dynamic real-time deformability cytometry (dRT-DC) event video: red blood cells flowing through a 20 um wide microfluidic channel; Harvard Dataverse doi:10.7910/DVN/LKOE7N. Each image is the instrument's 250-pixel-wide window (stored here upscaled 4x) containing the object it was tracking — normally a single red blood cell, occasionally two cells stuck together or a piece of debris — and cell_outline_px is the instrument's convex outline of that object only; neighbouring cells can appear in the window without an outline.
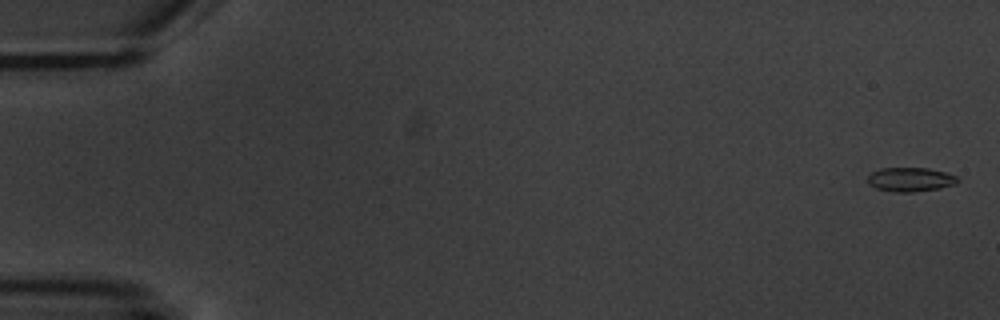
{"species": "common noctule bat (a hibernating species)", "species_latin": "Nyctalus noctula", "temperature_condition": "warm", "stored_images_in_passage": 3, "camera_frame_rate_fps": 3000, "um_per_image_px": 0.085, "animal": {"sex": "male", "body_mass_g": 20.1, "forearm_length_mm": 53.5}, "frame": {"image": 1, "passage_image": 1, "time_ms": 0.0, "image_size_px": [1000, 320], "cell_outline_px": [[960, 180], [956, 184], [940, 188], [912, 192], [892, 192], [876, 188], [868, 184], [868, 176], [872, 172], [880, 168], [928, 168], [944, 172], [956, 176]], "centroid_in_image_um": [77.38, 15.26], "position_along_channel_um": 7.6, "area_um2": 12.66}}